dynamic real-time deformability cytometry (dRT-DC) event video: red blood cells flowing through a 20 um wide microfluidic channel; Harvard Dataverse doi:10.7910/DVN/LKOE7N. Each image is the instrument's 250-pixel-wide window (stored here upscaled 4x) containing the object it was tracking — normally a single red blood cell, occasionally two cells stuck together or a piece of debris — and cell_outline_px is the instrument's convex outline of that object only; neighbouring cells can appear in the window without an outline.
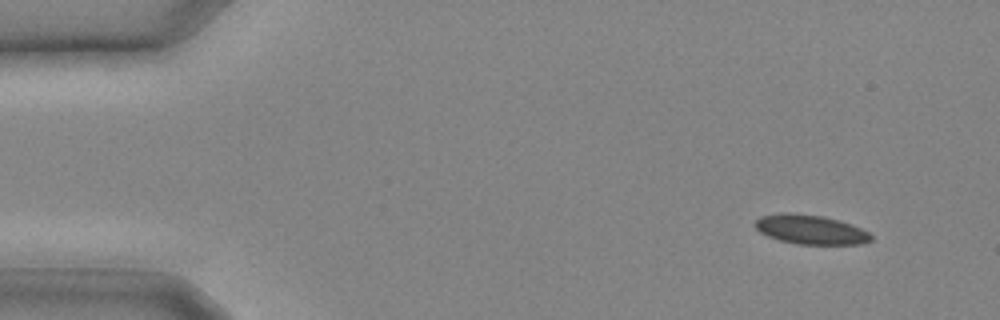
{"species": "common noctule bat (a hibernating species)", "species_latin": "Nyctalus noctula", "temperature_condition": "cold", "stored_images_in_passage": 26, "camera_frame_rate_fps": 3000, "um_per_image_px": 0.085, "animal": {"sex": "male", "body_mass_g": 20.4}, "frame": {"image": 1, "passage_image": 2, "time_ms": 0.333, "image_size_px": [1000, 320], "cell_outline_px": [[872, 240], [860, 244], [796, 244], [780, 240], [768, 236], [760, 232], [752, 224], [760, 216], [784, 212], [792, 212], [824, 216], [840, 220], [852, 224], [868, 232], [872, 236]], "centroid_in_image_um": [68.88, 19.5], "position_along_channel_um": 16.1, "area_um2": 20.0}}
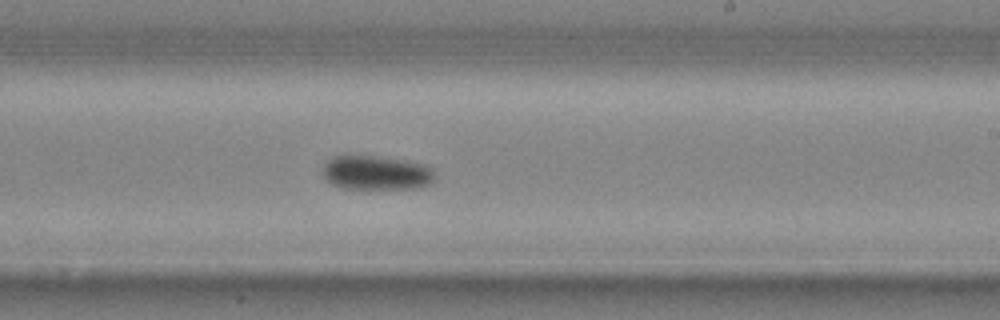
{"frame": {"image": 2, "passage_image": 16, "time_ms": 5.0, "image_size_px": [1000, 320], "cell_outline_px": [[436, 176], [432, 184], [420, 188], [344, 188], [328, 180], [324, 176], [324, 164], [332, 156], [376, 156], [408, 160], [424, 164], [432, 168], [436, 172]], "centroid_in_image_um": [32.09, 14.67], "position_along_channel_um": 256.9, "area_um2": 22.37}}
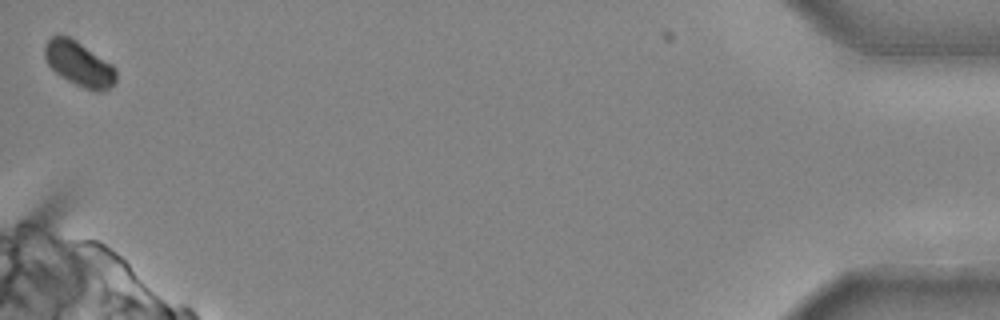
{"frame": {"image": 3, "passage_image": 26, "time_ms": 8.333, "image_size_px": [1000, 320], "cell_outline_px": [[116, 80], [108, 88], [100, 92], [96, 92], [84, 88], [68, 80], [56, 72], [48, 64], [44, 56], [44, 44], [52, 36], [68, 36], [76, 40], [112, 64], [116, 68]], "centroid_in_image_um": [6.73, 5.42], "position_along_channel_um": 428.5, "area_um2": 18.38}}